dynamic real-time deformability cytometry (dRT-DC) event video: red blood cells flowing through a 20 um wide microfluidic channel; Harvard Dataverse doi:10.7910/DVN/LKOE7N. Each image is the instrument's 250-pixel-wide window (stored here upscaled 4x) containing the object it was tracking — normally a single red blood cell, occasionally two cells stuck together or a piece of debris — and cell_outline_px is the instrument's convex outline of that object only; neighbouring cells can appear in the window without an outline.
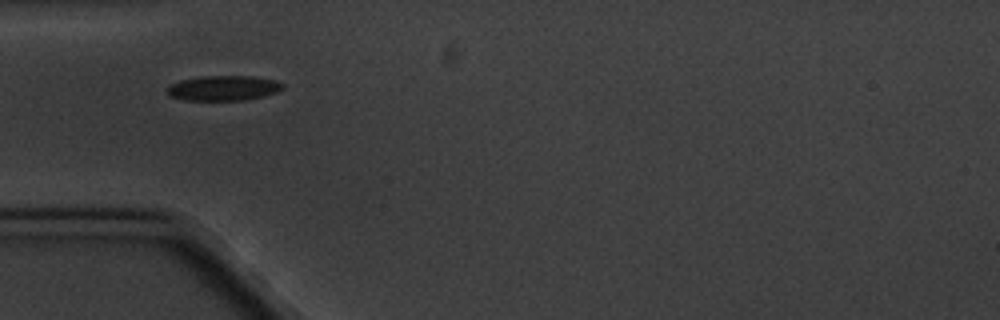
{"species": "common noctule bat (a hibernating species)", "species_latin": "Nyctalus noctula", "temperature_condition": "cold", "stored_images_in_passage": 6, "camera_frame_rate_fps": 3000, "um_per_image_px": 0.085, "animal": {"sex": "male", "body_mass_g": 20.1, "forearm_length_mm": 53.5}, "frame": {"image": 1, "passage_image": 5, "time_ms": 5.667, "image_size_px": [1000, 320], "cell_outline_px": [[284, 88], [276, 92], [264, 96], [244, 100], [184, 100], [172, 96], [164, 88], [168, 84], [180, 80], [200, 76], [252, 76], [272, 80], [284, 84]], "centroid_in_image_um": [18.95, 7.48], "position_along_channel_um": 66.1, "area_um2": 16.88}}